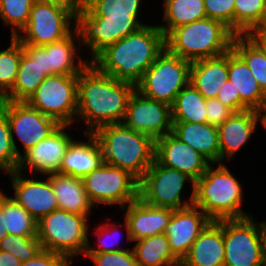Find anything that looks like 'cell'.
Segmentation results:
<instances>
[{
	"label": "cell",
	"mask_w": 266,
	"mask_h": 266,
	"mask_svg": "<svg viewBox=\"0 0 266 266\" xmlns=\"http://www.w3.org/2000/svg\"><path fill=\"white\" fill-rule=\"evenodd\" d=\"M141 0H83L76 10L78 43L91 51V62L108 46L138 31Z\"/></svg>",
	"instance_id": "6da1fadb"
},
{
	"label": "cell",
	"mask_w": 266,
	"mask_h": 266,
	"mask_svg": "<svg viewBox=\"0 0 266 266\" xmlns=\"http://www.w3.org/2000/svg\"><path fill=\"white\" fill-rule=\"evenodd\" d=\"M135 85L101 73L92 63L78 74L76 119L87 125L84 134L99 127L121 124Z\"/></svg>",
	"instance_id": "7a4b0ae2"
},
{
	"label": "cell",
	"mask_w": 266,
	"mask_h": 266,
	"mask_svg": "<svg viewBox=\"0 0 266 266\" xmlns=\"http://www.w3.org/2000/svg\"><path fill=\"white\" fill-rule=\"evenodd\" d=\"M164 49L165 36L158 25H145L108 46L91 63L105 75L136 85Z\"/></svg>",
	"instance_id": "3957f363"
},
{
	"label": "cell",
	"mask_w": 266,
	"mask_h": 266,
	"mask_svg": "<svg viewBox=\"0 0 266 266\" xmlns=\"http://www.w3.org/2000/svg\"><path fill=\"white\" fill-rule=\"evenodd\" d=\"M92 134L101 146L104 163L127 171L138 181L155 160V140L122 123L101 126Z\"/></svg>",
	"instance_id": "277c9868"
},
{
	"label": "cell",
	"mask_w": 266,
	"mask_h": 266,
	"mask_svg": "<svg viewBox=\"0 0 266 266\" xmlns=\"http://www.w3.org/2000/svg\"><path fill=\"white\" fill-rule=\"evenodd\" d=\"M214 169L211 164L194 182L193 205L211 221L244 219L252 215L241 210L243 190L240 182L224 163Z\"/></svg>",
	"instance_id": "5b68a950"
},
{
	"label": "cell",
	"mask_w": 266,
	"mask_h": 266,
	"mask_svg": "<svg viewBox=\"0 0 266 266\" xmlns=\"http://www.w3.org/2000/svg\"><path fill=\"white\" fill-rule=\"evenodd\" d=\"M234 36L222 22L206 17L172 29L165 36V48L193 62L228 52Z\"/></svg>",
	"instance_id": "8992f818"
},
{
	"label": "cell",
	"mask_w": 266,
	"mask_h": 266,
	"mask_svg": "<svg viewBox=\"0 0 266 266\" xmlns=\"http://www.w3.org/2000/svg\"><path fill=\"white\" fill-rule=\"evenodd\" d=\"M88 215L56 209L37 223V238L43 250L65 256L71 263L84 254L88 242Z\"/></svg>",
	"instance_id": "52a82bcc"
},
{
	"label": "cell",
	"mask_w": 266,
	"mask_h": 266,
	"mask_svg": "<svg viewBox=\"0 0 266 266\" xmlns=\"http://www.w3.org/2000/svg\"><path fill=\"white\" fill-rule=\"evenodd\" d=\"M224 266H266V226L252 216L223 220Z\"/></svg>",
	"instance_id": "ba28073f"
},
{
	"label": "cell",
	"mask_w": 266,
	"mask_h": 266,
	"mask_svg": "<svg viewBox=\"0 0 266 266\" xmlns=\"http://www.w3.org/2000/svg\"><path fill=\"white\" fill-rule=\"evenodd\" d=\"M191 63L165 48L143 73L135 90L147 98L172 106L178 93L189 84Z\"/></svg>",
	"instance_id": "9c48e42d"
},
{
	"label": "cell",
	"mask_w": 266,
	"mask_h": 266,
	"mask_svg": "<svg viewBox=\"0 0 266 266\" xmlns=\"http://www.w3.org/2000/svg\"><path fill=\"white\" fill-rule=\"evenodd\" d=\"M75 20V9L57 2L35 0L28 24L16 38L23 45L51 44L70 35L75 30Z\"/></svg>",
	"instance_id": "30bf717a"
},
{
	"label": "cell",
	"mask_w": 266,
	"mask_h": 266,
	"mask_svg": "<svg viewBox=\"0 0 266 266\" xmlns=\"http://www.w3.org/2000/svg\"><path fill=\"white\" fill-rule=\"evenodd\" d=\"M78 74L48 75L26 101L60 125L74 123L78 109Z\"/></svg>",
	"instance_id": "8fae6325"
},
{
	"label": "cell",
	"mask_w": 266,
	"mask_h": 266,
	"mask_svg": "<svg viewBox=\"0 0 266 266\" xmlns=\"http://www.w3.org/2000/svg\"><path fill=\"white\" fill-rule=\"evenodd\" d=\"M186 180H189L193 190L189 200L183 201L181 194ZM139 198L151 206L183 209L193 205L194 181L187 174L167 168L154 160L139 181Z\"/></svg>",
	"instance_id": "7c38bea8"
},
{
	"label": "cell",
	"mask_w": 266,
	"mask_h": 266,
	"mask_svg": "<svg viewBox=\"0 0 266 266\" xmlns=\"http://www.w3.org/2000/svg\"><path fill=\"white\" fill-rule=\"evenodd\" d=\"M92 204H118L120 209L139 197V181L119 167L103 163L83 178ZM126 204V205H125Z\"/></svg>",
	"instance_id": "4fadbf2b"
},
{
	"label": "cell",
	"mask_w": 266,
	"mask_h": 266,
	"mask_svg": "<svg viewBox=\"0 0 266 266\" xmlns=\"http://www.w3.org/2000/svg\"><path fill=\"white\" fill-rule=\"evenodd\" d=\"M0 108L6 114L13 145L19 157L22 153L18 151L13 134L17 135L25 152L60 126L55 119L42 114L26 102L0 100Z\"/></svg>",
	"instance_id": "5bb4252c"
},
{
	"label": "cell",
	"mask_w": 266,
	"mask_h": 266,
	"mask_svg": "<svg viewBox=\"0 0 266 266\" xmlns=\"http://www.w3.org/2000/svg\"><path fill=\"white\" fill-rule=\"evenodd\" d=\"M122 124L157 140L172 133L171 106L135 90L129 98Z\"/></svg>",
	"instance_id": "9a60e30c"
},
{
	"label": "cell",
	"mask_w": 266,
	"mask_h": 266,
	"mask_svg": "<svg viewBox=\"0 0 266 266\" xmlns=\"http://www.w3.org/2000/svg\"><path fill=\"white\" fill-rule=\"evenodd\" d=\"M72 125H60L47 138L41 140L34 147L23 152L17 166V171L22 172L31 168V171L45 175L60 173V166L68 147L74 141L65 131Z\"/></svg>",
	"instance_id": "2e32d148"
},
{
	"label": "cell",
	"mask_w": 266,
	"mask_h": 266,
	"mask_svg": "<svg viewBox=\"0 0 266 266\" xmlns=\"http://www.w3.org/2000/svg\"><path fill=\"white\" fill-rule=\"evenodd\" d=\"M155 160L160 165L187 174L194 182L201 178L211 164L172 133L155 140Z\"/></svg>",
	"instance_id": "e0dca14e"
},
{
	"label": "cell",
	"mask_w": 266,
	"mask_h": 266,
	"mask_svg": "<svg viewBox=\"0 0 266 266\" xmlns=\"http://www.w3.org/2000/svg\"><path fill=\"white\" fill-rule=\"evenodd\" d=\"M12 181L14 194L12 197L36 221L59 209L52 184L47 175L46 180L25 178L23 171L8 173Z\"/></svg>",
	"instance_id": "ac0fdd59"
},
{
	"label": "cell",
	"mask_w": 266,
	"mask_h": 266,
	"mask_svg": "<svg viewBox=\"0 0 266 266\" xmlns=\"http://www.w3.org/2000/svg\"><path fill=\"white\" fill-rule=\"evenodd\" d=\"M122 210L125 212L123 224L127 230V241L130 242L165 233L174 211L170 208L151 206L139 197Z\"/></svg>",
	"instance_id": "d6986e66"
},
{
	"label": "cell",
	"mask_w": 266,
	"mask_h": 266,
	"mask_svg": "<svg viewBox=\"0 0 266 266\" xmlns=\"http://www.w3.org/2000/svg\"><path fill=\"white\" fill-rule=\"evenodd\" d=\"M210 222L207 215L194 205L173 211L164 234L168 238L171 251L180 261Z\"/></svg>",
	"instance_id": "ffe728a7"
},
{
	"label": "cell",
	"mask_w": 266,
	"mask_h": 266,
	"mask_svg": "<svg viewBox=\"0 0 266 266\" xmlns=\"http://www.w3.org/2000/svg\"><path fill=\"white\" fill-rule=\"evenodd\" d=\"M264 125L263 113L255 110L234 112L223 124L218 126L220 143V163L233 157L255 132L257 123Z\"/></svg>",
	"instance_id": "44dd1931"
},
{
	"label": "cell",
	"mask_w": 266,
	"mask_h": 266,
	"mask_svg": "<svg viewBox=\"0 0 266 266\" xmlns=\"http://www.w3.org/2000/svg\"><path fill=\"white\" fill-rule=\"evenodd\" d=\"M223 220L211 221L191 245L181 266H224Z\"/></svg>",
	"instance_id": "7402d4cb"
},
{
	"label": "cell",
	"mask_w": 266,
	"mask_h": 266,
	"mask_svg": "<svg viewBox=\"0 0 266 266\" xmlns=\"http://www.w3.org/2000/svg\"><path fill=\"white\" fill-rule=\"evenodd\" d=\"M228 79L232 82L236 94L240 95L241 111L265 112L266 94L258 85L247 64L232 48L228 51Z\"/></svg>",
	"instance_id": "603a6c76"
},
{
	"label": "cell",
	"mask_w": 266,
	"mask_h": 266,
	"mask_svg": "<svg viewBox=\"0 0 266 266\" xmlns=\"http://www.w3.org/2000/svg\"><path fill=\"white\" fill-rule=\"evenodd\" d=\"M47 76L39 65V46L23 45L13 88L2 100L26 102Z\"/></svg>",
	"instance_id": "cb8c5ba5"
},
{
	"label": "cell",
	"mask_w": 266,
	"mask_h": 266,
	"mask_svg": "<svg viewBox=\"0 0 266 266\" xmlns=\"http://www.w3.org/2000/svg\"><path fill=\"white\" fill-rule=\"evenodd\" d=\"M228 79V52L211 58L193 61L189 83L205 99L217 98L219 90Z\"/></svg>",
	"instance_id": "d4e9b609"
},
{
	"label": "cell",
	"mask_w": 266,
	"mask_h": 266,
	"mask_svg": "<svg viewBox=\"0 0 266 266\" xmlns=\"http://www.w3.org/2000/svg\"><path fill=\"white\" fill-rule=\"evenodd\" d=\"M172 134L191 146L211 164L220 163L218 128L208 123L172 122Z\"/></svg>",
	"instance_id": "484cf974"
},
{
	"label": "cell",
	"mask_w": 266,
	"mask_h": 266,
	"mask_svg": "<svg viewBox=\"0 0 266 266\" xmlns=\"http://www.w3.org/2000/svg\"><path fill=\"white\" fill-rule=\"evenodd\" d=\"M87 142L74 141L63 157L60 173L82 179L85 175L99 168L103 163V153L97 138L92 134Z\"/></svg>",
	"instance_id": "4316f807"
},
{
	"label": "cell",
	"mask_w": 266,
	"mask_h": 266,
	"mask_svg": "<svg viewBox=\"0 0 266 266\" xmlns=\"http://www.w3.org/2000/svg\"><path fill=\"white\" fill-rule=\"evenodd\" d=\"M59 209L79 215L91 214L94 207L84 188L83 180L71 175H49Z\"/></svg>",
	"instance_id": "83f0119b"
},
{
	"label": "cell",
	"mask_w": 266,
	"mask_h": 266,
	"mask_svg": "<svg viewBox=\"0 0 266 266\" xmlns=\"http://www.w3.org/2000/svg\"><path fill=\"white\" fill-rule=\"evenodd\" d=\"M76 39H79V34L75 29L64 39L48 44V61L52 75L79 74L91 63V59L83 60L81 55H77ZM76 57L78 64L75 62Z\"/></svg>",
	"instance_id": "f1b7e54d"
},
{
	"label": "cell",
	"mask_w": 266,
	"mask_h": 266,
	"mask_svg": "<svg viewBox=\"0 0 266 266\" xmlns=\"http://www.w3.org/2000/svg\"><path fill=\"white\" fill-rule=\"evenodd\" d=\"M132 249L138 266H181V261L170 249L164 233L142 238Z\"/></svg>",
	"instance_id": "f546056e"
},
{
	"label": "cell",
	"mask_w": 266,
	"mask_h": 266,
	"mask_svg": "<svg viewBox=\"0 0 266 266\" xmlns=\"http://www.w3.org/2000/svg\"><path fill=\"white\" fill-rule=\"evenodd\" d=\"M163 12L166 24L158 27L164 36L178 26L207 17L204 0H164Z\"/></svg>",
	"instance_id": "4dcf8cb0"
},
{
	"label": "cell",
	"mask_w": 266,
	"mask_h": 266,
	"mask_svg": "<svg viewBox=\"0 0 266 266\" xmlns=\"http://www.w3.org/2000/svg\"><path fill=\"white\" fill-rule=\"evenodd\" d=\"M205 106L206 99L189 83L171 106L172 122L208 123Z\"/></svg>",
	"instance_id": "1f68e13d"
},
{
	"label": "cell",
	"mask_w": 266,
	"mask_h": 266,
	"mask_svg": "<svg viewBox=\"0 0 266 266\" xmlns=\"http://www.w3.org/2000/svg\"><path fill=\"white\" fill-rule=\"evenodd\" d=\"M232 49L244 60L266 94V56L246 35H235Z\"/></svg>",
	"instance_id": "d6a6232c"
},
{
	"label": "cell",
	"mask_w": 266,
	"mask_h": 266,
	"mask_svg": "<svg viewBox=\"0 0 266 266\" xmlns=\"http://www.w3.org/2000/svg\"><path fill=\"white\" fill-rule=\"evenodd\" d=\"M3 214L8 234L25 237L37 236L38 221L12 197H8L6 194H3Z\"/></svg>",
	"instance_id": "836d02e7"
},
{
	"label": "cell",
	"mask_w": 266,
	"mask_h": 266,
	"mask_svg": "<svg viewBox=\"0 0 266 266\" xmlns=\"http://www.w3.org/2000/svg\"><path fill=\"white\" fill-rule=\"evenodd\" d=\"M266 16V0H235L234 34L246 35L259 28Z\"/></svg>",
	"instance_id": "e575fe53"
},
{
	"label": "cell",
	"mask_w": 266,
	"mask_h": 266,
	"mask_svg": "<svg viewBox=\"0 0 266 266\" xmlns=\"http://www.w3.org/2000/svg\"><path fill=\"white\" fill-rule=\"evenodd\" d=\"M22 52L23 44L16 37H11L10 46L6 50H0V100L13 88Z\"/></svg>",
	"instance_id": "d590c367"
},
{
	"label": "cell",
	"mask_w": 266,
	"mask_h": 266,
	"mask_svg": "<svg viewBox=\"0 0 266 266\" xmlns=\"http://www.w3.org/2000/svg\"><path fill=\"white\" fill-rule=\"evenodd\" d=\"M35 0H0V17L11 25L10 37H17L28 24L29 14Z\"/></svg>",
	"instance_id": "8d00e7d4"
},
{
	"label": "cell",
	"mask_w": 266,
	"mask_h": 266,
	"mask_svg": "<svg viewBox=\"0 0 266 266\" xmlns=\"http://www.w3.org/2000/svg\"><path fill=\"white\" fill-rule=\"evenodd\" d=\"M0 250L13 254L23 263L34 258L43 249L37 236L25 237L7 234L0 241Z\"/></svg>",
	"instance_id": "74e56055"
},
{
	"label": "cell",
	"mask_w": 266,
	"mask_h": 266,
	"mask_svg": "<svg viewBox=\"0 0 266 266\" xmlns=\"http://www.w3.org/2000/svg\"><path fill=\"white\" fill-rule=\"evenodd\" d=\"M19 158L13 145L6 114L0 108V170L7 173L16 171Z\"/></svg>",
	"instance_id": "f35d334b"
},
{
	"label": "cell",
	"mask_w": 266,
	"mask_h": 266,
	"mask_svg": "<svg viewBox=\"0 0 266 266\" xmlns=\"http://www.w3.org/2000/svg\"><path fill=\"white\" fill-rule=\"evenodd\" d=\"M206 16L222 22L234 33L235 0H204Z\"/></svg>",
	"instance_id": "ab89813d"
},
{
	"label": "cell",
	"mask_w": 266,
	"mask_h": 266,
	"mask_svg": "<svg viewBox=\"0 0 266 266\" xmlns=\"http://www.w3.org/2000/svg\"><path fill=\"white\" fill-rule=\"evenodd\" d=\"M95 266H138L131 249L107 253H84Z\"/></svg>",
	"instance_id": "60d3db41"
},
{
	"label": "cell",
	"mask_w": 266,
	"mask_h": 266,
	"mask_svg": "<svg viewBox=\"0 0 266 266\" xmlns=\"http://www.w3.org/2000/svg\"><path fill=\"white\" fill-rule=\"evenodd\" d=\"M110 223L111 222H108V223L106 222V223H103L102 225H100L99 227H97L98 229L95 230V233L98 235V238L101 241L98 242L97 248H94V247L92 248V246L90 245V242H89V238H88V242H87L86 249H85L84 253H107V252L123 251V250H128L129 249V248H127V249L126 248H121L119 246L115 247V245H114L115 243L113 241L112 242L114 244L112 242L109 243V242H107V239H106V241H103V239L101 237H105L106 238L107 234H108L107 236H109V237L111 235L114 237L113 230H116V229H115V227H114V229H112L113 225L110 224ZM109 234H111V235H109ZM117 243H116V245H117Z\"/></svg>",
	"instance_id": "b9f144b4"
},
{
	"label": "cell",
	"mask_w": 266,
	"mask_h": 266,
	"mask_svg": "<svg viewBox=\"0 0 266 266\" xmlns=\"http://www.w3.org/2000/svg\"><path fill=\"white\" fill-rule=\"evenodd\" d=\"M207 122L213 126L223 124L234 112L217 98L206 99Z\"/></svg>",
	"instance_id": "7bdbcfd3"
},
{
	"label": "cell",
	"mask_w": 266,
	"mask_h": 266,
	"mask_svg": "<svg viewBox=\"0 0 266 266\" xmlns=\"http://www.w3.org/2000/svg\"><path fill=\"white\" fill-rule=\"evenodd\" d=\"M71 262L63 255L42 250L34 258L21 263V266H70Z\"/></svg>",
	"instance_id": "ee69618b"
},
{
	"label": "cell",
	"mask_w": 266,
	"mask_h": 266,
	"mask_svg": "<svg viewBox=\"0 0 266 266\" xmlns=\"http://www.w3.org/2000/svg\"><path fill=\"white\" fill-rule=\"evenodd\" d=\"M217 99L220 100L225 106L230 108L233 112L241 111L240 95L236 94L235 88L229 79L224 82L223 86L219 90Z\"/></svg>",
	"instance_id": "f6af8a7d"
},
{
	"label": "cell",
	"mask_w": 266,
	"mask_h": 266,
	"mask_svg": "<svg viewBox=\"0 0 266 266\" xmlns=\"http://www.w3.org/2000/svg\"><path fill=\"white\" fill-rule=\"evenodd\" d=\"M246 36L263 52L266 56V33L260 28L250 30Z\"/></svg>",
	"instance_id": "bcb514c9"
},
{
	"label": "cell",
	"mask_w": 266,
	"mask_h": 266,
	"mask_svg": "<svg viewBox=\"0 0 266 266\" xmlns=\"http://www.w3.org/2000/svg\"><path fill=\"white\" fill-rule=\"evenodd\" d=\"M39 65L47 75H52V68H49L48 44L39 46Z\"/></svg>",
	"instance_id": "7dc6e473"
},
{
	"label": "cell",
	"mask_w": 266,
	"mask_h": 266,
	"mask_svg": "<svg viewBox=\"0 0 266 266\" xmlns=\"http://www.w3.org/2000/svg\"><path fill=\"white\" fill-rule=\"evenodd\" d=\"M21 263L13 254L0 250V266H21Z\"/></svg>",
	"instance_id": "c3c4849f"
},
{
	"label": "cell",
	"mask_w": 266,
	"mask_h": 266,
	"mask_svg": "<svg viewBox=\"0 0 266 266\" xmlns=\"http://www.w3.org/2000/svg\"><path fill=\"white\" fill-rule=\"evenodd\" d=\"M8 234L3 214V193L0 190V241Z\"/></svg>",
	"instance_id": "681fc988"
},
{
	"label": "cell",
	"mask_w": 266,
	"mask_h": 266,
	"mask_svg": "<svg viewBox=\"0 0 266 266\" xmlns=\"http://www.w3.org/2000/svg\"><path fill=\"white\" fill-rule=\"evenodd\" d=\"M42 1H50V2H57L66 6H69L75 10L81 7L83 4V0H42Z\"/></svg>",
	"instance_id": "f907efd6"
},
{
	"label": "cell",
	"mask_w": 266,
	"mask_h": 266,
	"mask_svg": "<svg viewBox=\"0 0 266 266\" xmlns=\"http://www.w3.org/2000/svg\"><path fill=\"white\" fill-rule=\"evenodd\" d=\"M263 32L266 33V16L265 19L263 21V23L261 24V26L259 27Z\"/></svg>",
	"instance_id": "816d5d0a"
},
{
	"label": "cell",
	"mask_w": 266,
	"mask_h": 266,
	"mask_svg": "<svg viewBox=\"0 0 266 266\" xmlns=\"http://www.w3.org/2000/svg\"><path fill=\"white\" fill-rule=\"evenodd\" d=\"M263 115H264V125H263V127L266 129V110L263 113Z\"/></svg>",
	"instance_id": "f5cc1de1"
}]
</instances>
